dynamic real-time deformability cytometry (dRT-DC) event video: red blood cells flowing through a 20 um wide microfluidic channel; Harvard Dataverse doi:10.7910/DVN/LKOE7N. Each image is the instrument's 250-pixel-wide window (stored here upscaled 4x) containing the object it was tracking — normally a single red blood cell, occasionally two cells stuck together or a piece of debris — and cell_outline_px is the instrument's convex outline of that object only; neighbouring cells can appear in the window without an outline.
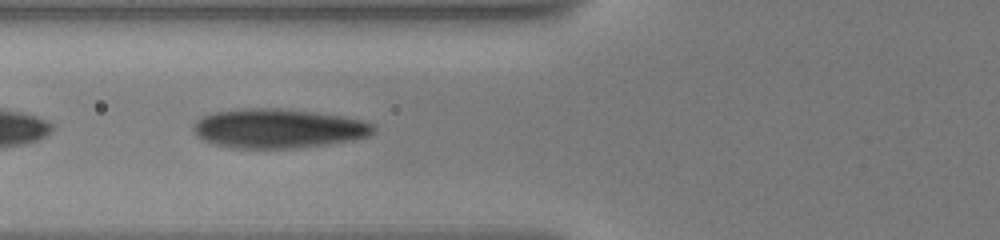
{"species": "human", "species_latin": "Homo sapiens", "temperature_condition": "warm", "stored_images_in_passage": 9, "camera_frame_rate_fps": 3000, "um_per_image_px": 0.085, "donor": {"sex": "male"}, "frame": {"image": 1, "passage_image": 8, "time_ms": 7.0, "image_size_px": [1000, 240], "cell_outline_px": [[372, 132], [368, 136], [296, 148], [232, 148], [216, 144], [204, 140], [196, 136], [192, 128], [192, 124], [200, 116], [216, 112], [244, 108], [280, 108], [316, 112], [340, 116], [360, 120], [372, 124]], "centroid_in_image_um": [23.52, 10.9], "position_along_channel_um": 102.3, "area_um2": 40.69}}
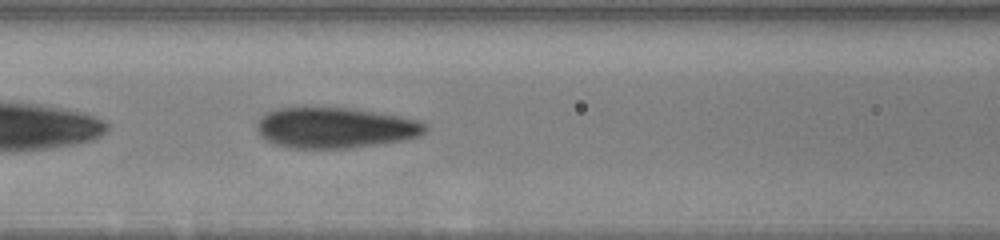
{"frame": {"image": 2, "passage_image": 9, "time_ms": 8.0, "image_size_px": [1000, 240], "cell_outline_px": [[428, 128], [420, 136], [404, 140], [352, 148], [292, 148], [276, 144], [260, 136], [256, 128], [256, 124], [264, 112], [276, 108], [304, 104], [352, 108], [400, 116], [420, 120], [428, 124]], "centroid_in_image_um": [28.45, 10.81], "position_along_channel_um": 138.1, "area_um2": 41.21}}